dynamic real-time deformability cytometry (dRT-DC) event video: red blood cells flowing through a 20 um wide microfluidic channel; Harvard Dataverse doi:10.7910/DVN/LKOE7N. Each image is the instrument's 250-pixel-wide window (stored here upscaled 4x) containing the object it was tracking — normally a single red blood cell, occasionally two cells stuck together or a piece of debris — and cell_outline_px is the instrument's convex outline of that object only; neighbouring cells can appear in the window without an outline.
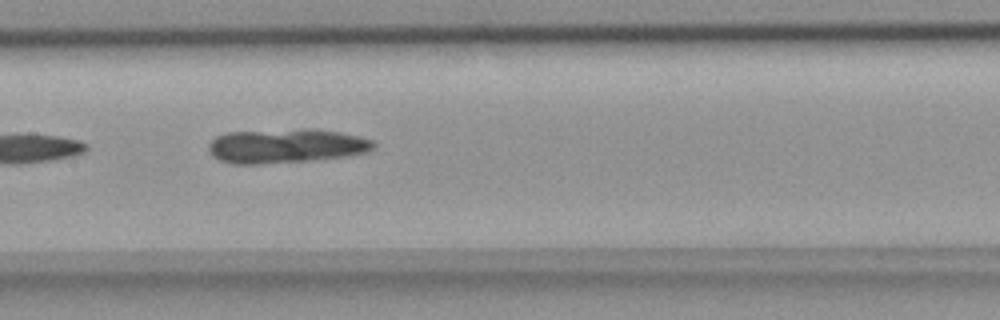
{"species": "common noctule bat (a hibernating species)", "species_latin": "Nyctalus noctula", "temperature_condition": "room temperature", "stored_images_in_passage": 5, "camera_frame_rate_fps": 3000, "um_per_image_px": 0.085, "animal": {"sex": "female", "body_mass_g": 18.4}, "frame": {"image": 1, "passage_image": 4, "time_ms": 1.0, "image_size_px": [1000, 320], "cell_outline_px": [[376, 144], [372, 148], [364, 152], [348, 156], [312, 160], [260, 164], [232, 164], [220, 160], [212, 156], [208, 152], [208, 144], [216, 136], [228, 132], [336, 132], [356, 136], [372, 140]], "centroid_in_image_um": [24.22, 12.47], "position_along_channel_um": 183.2, "area_um2": 31.33}}